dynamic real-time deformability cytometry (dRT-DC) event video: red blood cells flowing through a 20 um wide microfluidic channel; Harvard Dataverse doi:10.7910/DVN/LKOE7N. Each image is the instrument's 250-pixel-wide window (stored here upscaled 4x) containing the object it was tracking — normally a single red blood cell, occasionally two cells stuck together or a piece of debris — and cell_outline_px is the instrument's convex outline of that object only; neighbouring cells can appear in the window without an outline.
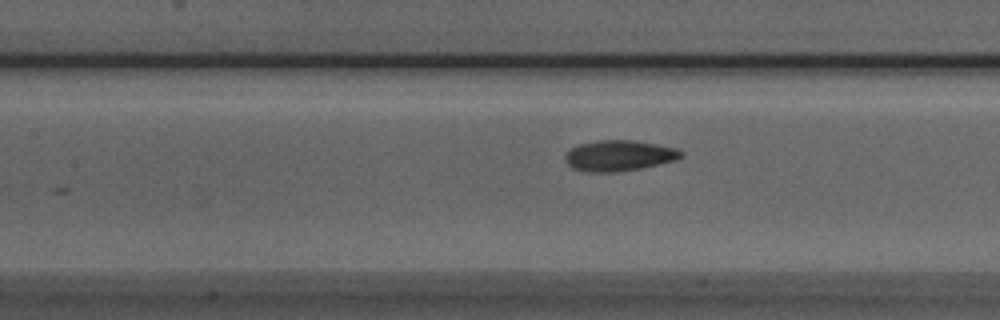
{"species": "Egyptian fruit bat (a non-hibernating species)", "species_latin": "Rousettus aegyptiacus", "temperature_condition": "room temperature", "stored_images_in_passage": 32, "camera_frame_rate_fps": 3000, "um_per_image_px": 0.085, "animal": {"sex": "male"}, "frame": {"image": 1, "passage_image": 9, "time_ms": 2.667, "image_size_px": [1000, 320], "cell_outline_px": [[684, 156], [676, 160], [640, 168], [612, 172], [588, 172], [572, 168], [568, 164], [564, 156], [572, 148], [580, 144], [596, 140], [632, 140], [676, 148], [684, 152]], "centroid_in_image_um": [52.63, 13.22], "position_along_channel_um": 154.8, "area_um2": 20.58}}
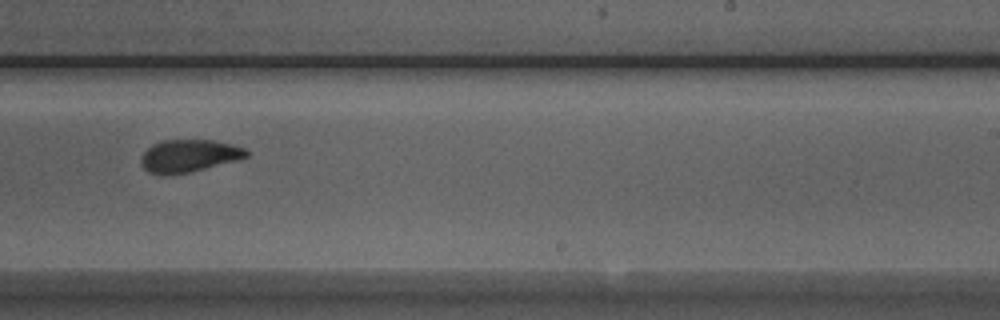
{"frame": {"image": 2, "passage_image": 18, "time_ms": 5.667, "image_size_px": [1000, 320], "cell_outline_px": [[248, 156], [240, 160], [188, 172], [164, 176], [148, 172], [140, 164], [140, 156], [152, 144], [160, 140], [212, 140], [232, 144], [244, 148], [248, 152]], "centroid_in_image_um": [16.03, 13.25], "position_along_channel_um": 273.0, "area_um2": 20.17}}
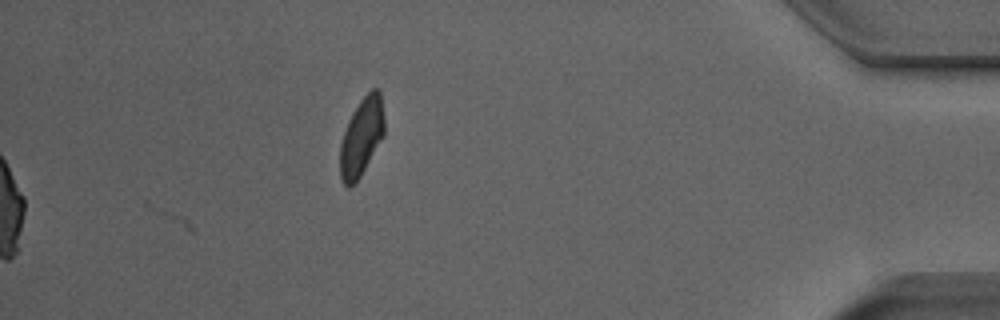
{"frame": {"image": 3, "passage_image": 32, "time_ms": 10.333, "image_size_px": [1000, 320], "cell_outline_px": [[384, 136], [360, 176], [348, 188], [340, 180], [340, 144], [348, 120], [352, 112], [360, 100], [372, 88], [376, 88], [380, 92], [384, 120]], "centroid_in_image_um": [30.72, 11.63], "position_along_channel_um": 404.5, "area_um2": 20.0}, "authors_computed_cell_mechanics": {"area_um2": 20.2011, "velocity_mm_per_s": 3.9524, "shape_relaxation_time_tau1_ms": 6.7994, "shape_relaxation_time_tau2_ms": 1.6062, "deformation_change_tau1": 0.155, "deformation_change_tau2": 0.0745}}